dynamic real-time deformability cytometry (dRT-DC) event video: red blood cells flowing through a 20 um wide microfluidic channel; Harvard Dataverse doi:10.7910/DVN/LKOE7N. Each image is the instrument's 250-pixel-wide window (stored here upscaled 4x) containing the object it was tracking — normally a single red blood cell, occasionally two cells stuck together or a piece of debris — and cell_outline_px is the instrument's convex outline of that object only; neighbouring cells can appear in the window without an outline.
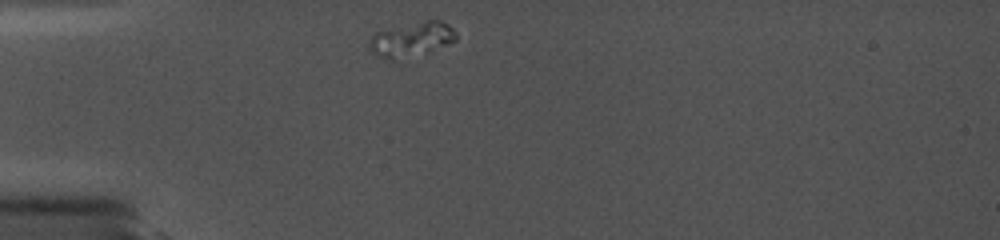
{"species": "common noctule bat (a hibernating species)", "species_latin": "Nyctalus noctula", "temperature_condition": "cold", "stored_images_in_passage": 38, "camera_frame_rate_fps": 5000, "um_per_image_px": 0.085, "animal": {"sex": "female", "body_mass_g": 19.0, "forearm_length_mm": 56.7}, "frame": {"image": 1, "passage_image": 1, "time_ms": 0.0, "image_size_px": [1000, 240], "cell_outline_px": [[456, 40], [448, 44], [428, 52], [396, 60], [392, 60], [380, 56], [372, 52], [368, 48], [368, 40], [376, 32], [424, 20], [440, 20], [448, 24], [456, 32]], "centroid_in_image_um": [34.98, 3.35], "position_along_channel_um": 50.0, "area_um2": 17.34}}
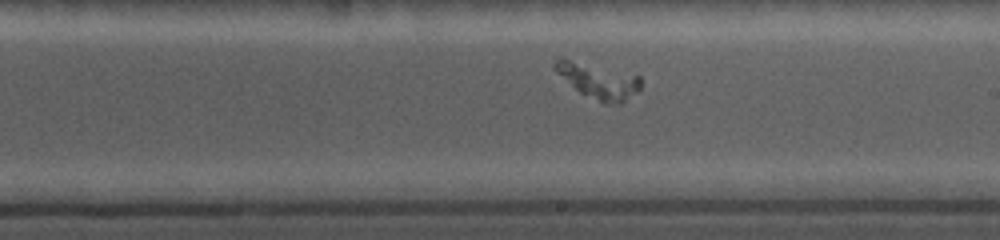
{"frame": {"image": 2, "passage_image": 20, "time_ms": 6.2, "image_size_px": [1000, 240], "cell_outline_px": [[640, 88], [620, 104], [600, 100], [580, 92], [556, 72], [552, 68], [552, 64], [560, 56], [640, 76]], "centroid_in_image_um": [50.79, 6.8], "position_along_channel_um": 238.2, "area_um2": 17.11}}
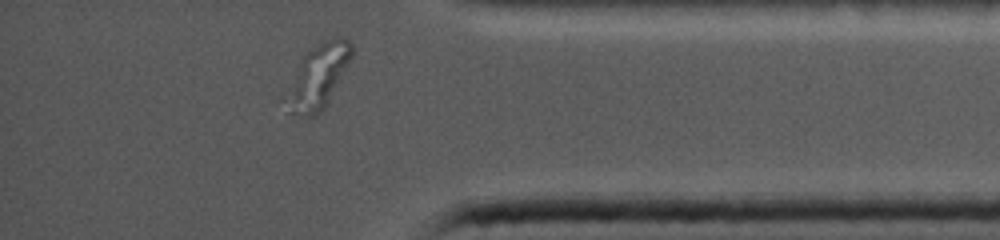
{"frame": {"image": 3, "passage_image": 33, "time_ms": 11.2, "image_size_px": [1000, 240], "cell_outline_px": [[352, 56], [324, 108], [316, 116], [308, 116], [288, 112], [288, 100], [300, 60], [304, 52], [308, 48], [324, 40], [336, 36], [340, 36], [348, 40], [352, 44]], "centroid_in_image_um": [27.1, 6.42], "position_along_channel_um": 408.1, "area_um2": 23.41}}